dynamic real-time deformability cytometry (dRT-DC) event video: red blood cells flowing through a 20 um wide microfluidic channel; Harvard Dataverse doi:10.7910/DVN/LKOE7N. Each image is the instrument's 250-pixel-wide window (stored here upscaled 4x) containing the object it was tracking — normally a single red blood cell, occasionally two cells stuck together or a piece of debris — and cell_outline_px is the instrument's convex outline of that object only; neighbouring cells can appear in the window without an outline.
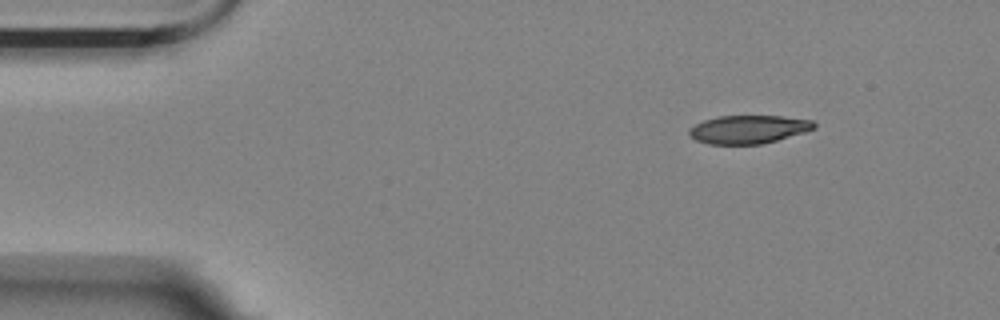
{"species": "Egyptian fruit bat (a non-hibernating species)", "species_latin": "Rousettus aegyptiacus", "temperature_condition": "room temperature", "stored_images_in_passage": 2, "camera_frame_rate_fps": 3000, "um_per_image_px": 0.085, "animal": {"sex": "female"}, "frame": {"image": 1, "passage_image": 2, "time_ms": 0.333, "image_size_px": [1000, 320], "cell_outline_px": [[816, 128], [804, 132], [776, 140], [760, 144], [708, 144], [696, 140], [688, 136], [688, 132], [696, 124], [704, 120], [716, 116], [784, 116], [812, 120], [816, 124]], "centroid_in_image_um": [63.61, 10.99], "position_along_channel_um": 21.4, "area_um2": 20.52}}